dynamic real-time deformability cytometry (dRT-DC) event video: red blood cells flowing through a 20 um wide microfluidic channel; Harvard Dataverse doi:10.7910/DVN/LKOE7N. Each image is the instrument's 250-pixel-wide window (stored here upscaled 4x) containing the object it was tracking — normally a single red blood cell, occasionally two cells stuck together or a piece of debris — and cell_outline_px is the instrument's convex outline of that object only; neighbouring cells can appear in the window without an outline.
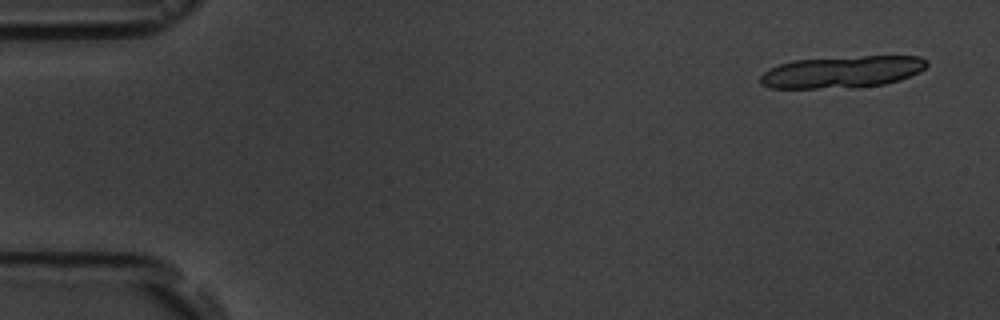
{"species": "common noctule bat (a hibernating species)", "species_latin": "Nyctalus noctula", "temperature_condition": "room temperature", "stored_images_in_passage": 5, "camera_frame_rate_fps": 3000, "um_per_image_px": 0.085, "animal": {"sex": "male", "body_mass_g": 19.5, "forearm_length_mm": 54.6}, "frame": {"image": 1, "passage_image": 1, "time_ms": 0.0, "image_size_px": [1000, 320], "cell_outline_px": [[928, 64], [920, 72], [900, 80], [884, 84], [856, 88], [768, 88], [760, 84], [760, 76], [768, 68], [792, 60], [864, 56], [920, 56], [928, 60]], "centroid_in_image_um": [71.58, 6.12], "position_along_channel_um": 13.4, "area_um2": 31.27}}